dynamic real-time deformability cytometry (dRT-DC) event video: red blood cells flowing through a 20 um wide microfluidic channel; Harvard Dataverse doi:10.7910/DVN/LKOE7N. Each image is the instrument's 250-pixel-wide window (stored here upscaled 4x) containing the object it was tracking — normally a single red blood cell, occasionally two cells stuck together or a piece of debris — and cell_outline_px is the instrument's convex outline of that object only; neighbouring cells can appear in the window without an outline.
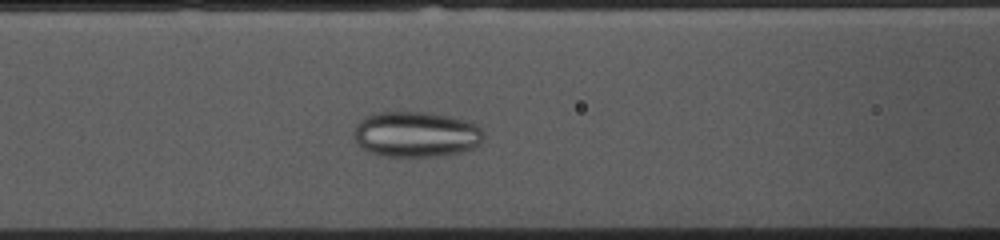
{"species": "common noctule bat (a hibernating species)", "species_latin": "Nyctalus noctula", "temperature_condition": "cold", "stored_images_in_passage": 42, "camera_frame_rate_fps": 3000, "um_per_image_px": 0.085, "animal": {"sex": "female", "body_mass_g": 10.0, "forearm_length_mm": 53.1}, "frame": {"image": 1, "passage_image": 18, "time_ms": 5.667, "image_size_px": [1000, 240], "cell_outline_px": [[484, 140], [476, 148], [460, 152], [436, 156], [384, 156], [368, 152], [360, 148], [356, 144], [352, 132], [356, 124], [360, 120], [376, 112], [424, 112], [452, 116], [476, 124], [484, 132]], "centroid_in_image_um": [35.35, 11.42], "position_along_channel_um": 131.2, "area_um2": 34.91}}
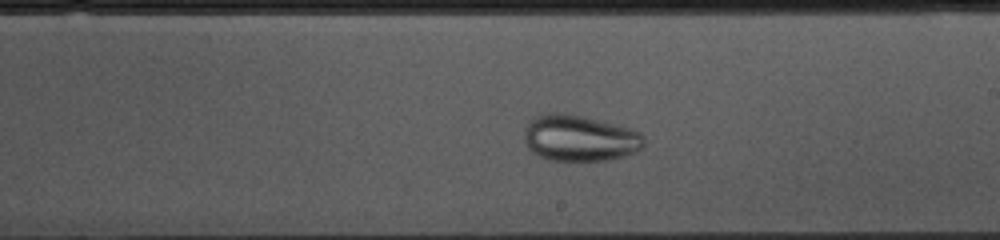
{"frame": {"image": 2, "passage_image": 27, "time_ms": 8.667, "image_size_px": [1000, 240], "cell_outline_px": [[644, 148], [636, 152], [604, 160], [552, 160], [540, 156], [532, 152], [528, 148], [524, 140], [524, 132], [532, 116], [540, 112], [564, 112], [584, 116], [632, 128], [640, 132], [644, 136]], "centroid_in_image_um": [49.25, 11.7], "position_along_channel_um": 239.7, "area_um2": 32.6}}
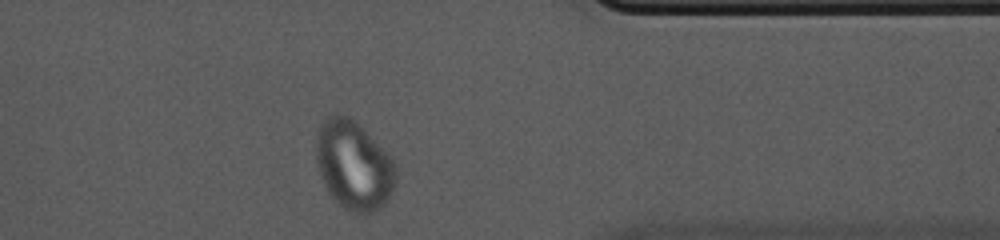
{"frame": {"image": 3, "passage_image": 40, "time_ms": 13.0, "image_size_px": [1000, 240], "cell_outline_px": [[396, 180], [388, 196], [380, 208], [372, 212], [348, 212], [328, 192], [320, 176], [316, 160], [316, 140], [320, 124], [324, 116], [332, 112], [348, 116], [356, 120], [388, 152], [396, 164]], "centroid_in_image_um": [30.05, 13.97], "position_along_channel_um": 381.4, "area_um2": 41.67}}